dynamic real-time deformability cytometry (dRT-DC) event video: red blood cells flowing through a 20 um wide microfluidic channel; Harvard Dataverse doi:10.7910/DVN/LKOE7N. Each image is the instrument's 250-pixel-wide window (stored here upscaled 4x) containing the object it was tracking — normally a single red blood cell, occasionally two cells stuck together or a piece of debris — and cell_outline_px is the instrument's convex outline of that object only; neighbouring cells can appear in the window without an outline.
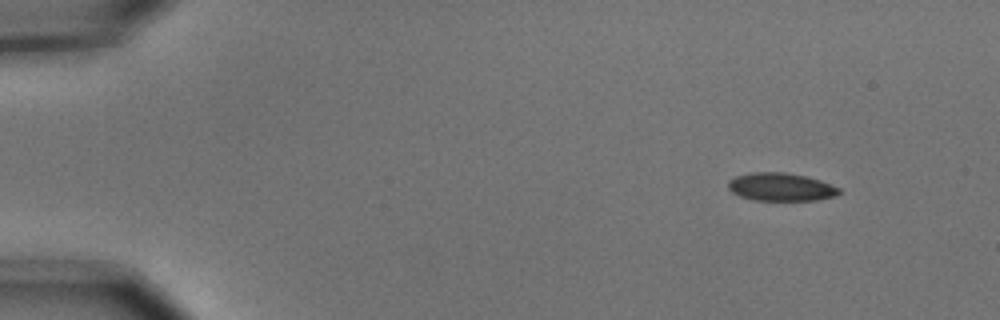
{"species": "common noctule bat (a hibernating species)", "species_latin": "Nyctalus noctula", "temperature_condition": "cold", "stored_images_in_passage": 4, "camera_frame_rate_fps": 3000, "um_per_image_px": 0.085, "animal": {"sex": "male", "body_mass_g": 15.6}, "frame": {"image": 1, "passage_image": 1, "time_ms": 0.0, "image_size_px": [1000, 320], "cell_outline_px": [[840, 192], [836, 196], [816, 200], [752, 200], [740, 196], [732, 192], [728, 188], [728, 180], [736, 176], [752, 172], [784, 172], [804, 176], [820, 180], [840, 188]], "centroid_in_image_um": [66.36, 15.89], "position_along_channel_um": 18.6, "area_um2": 18.09}}
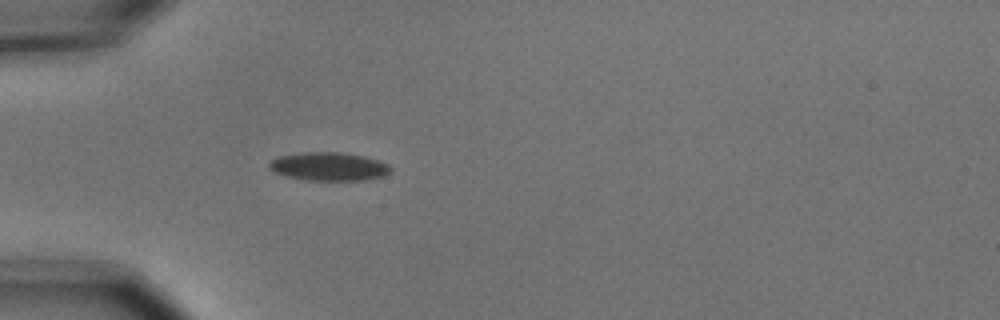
{"frame": {"image": 2, "passage_image": 4, "time_ms": 1.0, "image_size_px": [1000, 320], "cell_outline_px": [[392, 168], [384, 176], [364, 180], [308, 180], [288, 176], [272, 172], [268, 168], [268, 160], [280, 156], [300, 152], [340, 152], [364, 156], [388, 164]], "centroid_in_image_um": [27.9, 14.14], "position_along_channel_um": 57.1, "area_um2": 20.11}}